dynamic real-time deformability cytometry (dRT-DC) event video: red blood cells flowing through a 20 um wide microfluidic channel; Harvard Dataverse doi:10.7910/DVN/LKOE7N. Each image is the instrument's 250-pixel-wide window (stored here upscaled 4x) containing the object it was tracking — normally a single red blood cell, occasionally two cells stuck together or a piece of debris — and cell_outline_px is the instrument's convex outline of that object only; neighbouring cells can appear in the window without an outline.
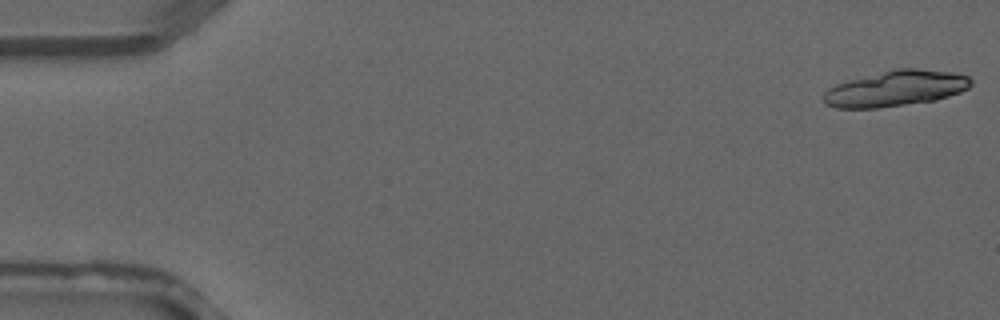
{"species": "common noctule bat (a hibernating species)", "species_latin": "Nyctalus noctula", "temperature_condition": "warm", "stored_images_in_passage": 3, "camera_frame_rate_fps": 3000, "um_per_image_px": 0.085, "animal": {"sex": "male", "forearm_length_mm": 52.5}, "frame": {"image": 1, "passage_image": 1, "time_ms": 0.0, "image_size_px": [1000, 320], "cell_outline_px": [[972, 84], [968, 88], [960, 92], [936, 100], [876, 108], [836, 108], [824, 104], [824, 92], [828, 88], [836, 84], [892, 68], [916, 68], [952, 72], [968, 76], [972, 80]], "centroid_in_image_um": [76.13, 7.51], "position_along_channel_um": 8.9, "area_um2": 30.69}}